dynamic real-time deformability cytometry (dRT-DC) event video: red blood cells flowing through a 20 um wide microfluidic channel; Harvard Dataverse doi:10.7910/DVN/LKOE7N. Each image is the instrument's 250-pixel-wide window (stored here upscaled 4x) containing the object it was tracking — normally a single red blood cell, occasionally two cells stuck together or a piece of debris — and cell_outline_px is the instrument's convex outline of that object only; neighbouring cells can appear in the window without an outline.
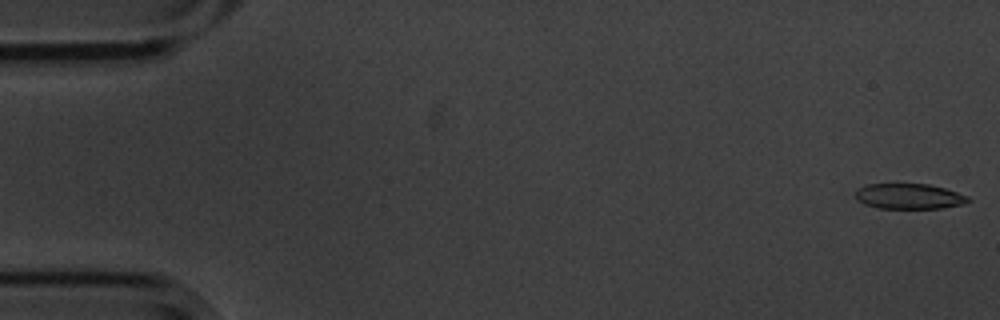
{"species": "common noctule bat (a hibernating species)", "species_latin": "Nyctalus noctula", "temperature_condition": "cold", "stored_images_in_passage": 55, "camera_frame_rate_fps": 3000, "um_per_image_px": 0.085, "animal": {"sex": "male", "body_mass_g": 20.1, "forearm_length_mm": 53.5}, "frame": {"image": 1, "passage_image": 1, "time_ms": 0.0, "image_size_px": [1000, 320], "cell_outline_px": [[972, 200], [964, 204], [944, 208], [880, 208], [864, 204], [856, 200], [856, 188], [868, 184], [928, 184], [944, 188], [968, 196]], "centroid_in_image_um": [77.27, 16.69], "position_along_channel_um": 7.7, "area_um2": 16.7}}
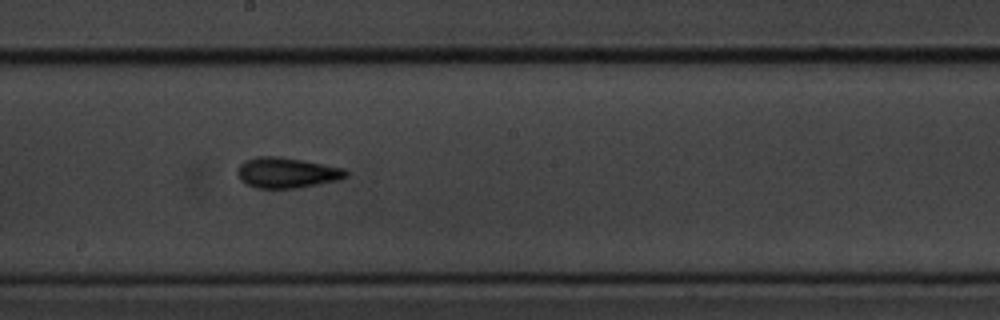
{"frame": {"image": 2, "passage_image": 30, "time_ms": 9.667, "image_size_px": [1000, 320], "cell_outline_px": [[348, 176], [340, 180], [320, 184], [296, 188], [256, 188], [240, 180], [240, 164], [244, 160], [256, 156], [280, 156], [344, 168], [348, 172]], "centroid_in_image_um": [24.42, 14.68], "position_along_channel_um": 223.8, "area_um2": 19.19}}
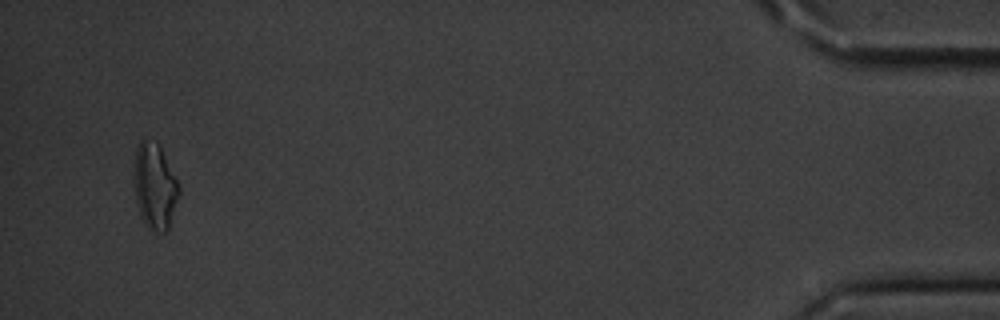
{"frame": {"image": 3, "passage_image": 53, "time_ms": 17.333, "image_size_px": [1000, 320], "cell_outline_px": [[180, 192], [168, 228], [164, 232], [156, 232], [148, 228], [144, 224], [140, 216], [136, 204], [132, 184], [132, 168], [136, 148], [140, 140], [144, 140], [160, 144], [180, 188]], "centroid_in_image_um": [13.1, 15.83], "position_along_channel_um": 422.1, "area_um2": 22.95}, "authors_computed_cell_mechanics": {"area_um2": 18.1492, "velocity_mm_per_s": 3.6111, "shape_relaxation_time_tau1_ms": 3.0149, "shape_relaxation_time_tau2_ms": 3.2265, "deformation_change_tau1": 0.126, "deformation_change_tau2": 0.0996}}